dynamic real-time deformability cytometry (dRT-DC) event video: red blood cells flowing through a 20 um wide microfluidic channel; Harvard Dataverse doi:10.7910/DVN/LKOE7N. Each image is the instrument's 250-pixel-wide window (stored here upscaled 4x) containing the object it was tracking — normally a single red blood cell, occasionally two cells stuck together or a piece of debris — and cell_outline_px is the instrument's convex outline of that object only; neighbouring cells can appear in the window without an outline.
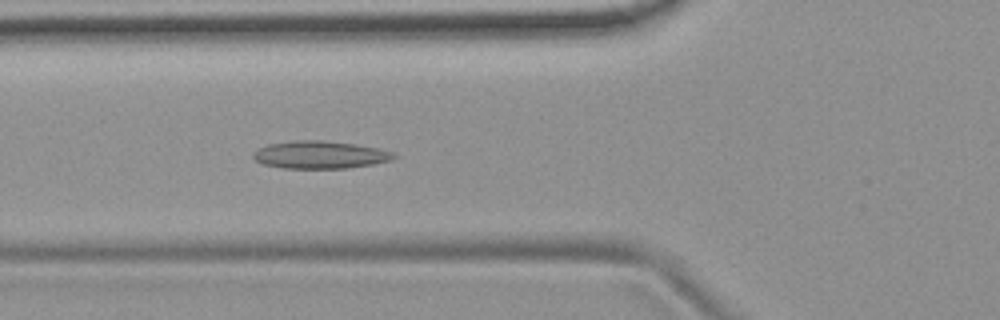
{"species": "common noctule bat (a hibernating species)", "species_latin": "Nyctalus noctula", "temperature_condition": "room temperature", "stored_images_in_passage": 53, "camera_frame_rate_fps": 3000, "um_per_image_px": 0.085, "animal": {"sex": "female", "body_mass_g": 19.9}, "frame": {"image": 1, "passage_image": 19, "time_ms": 6.0, "image_size_px": [1000, 320], "cell_outline_px": [[396, 156], [388, 160], [372, 164], [348, 168], [284, 168], [264, 164], [256, 160], [252, 156], [252, 152], [256, 148], [268, 144], [296, 140], [324, 140], [356, 144], [380, 148], [392, 152]], "centroid_in_image_um": [27.15, 13.14], "position_along_channel_um": 98.6, "area_um2": 22.6}}
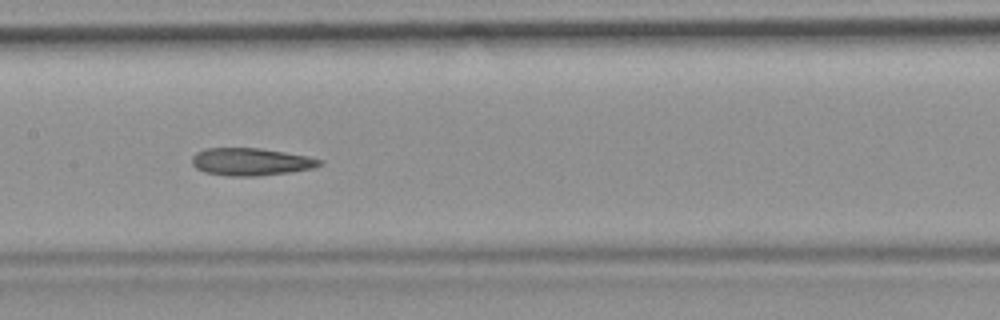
{"frame": {"image": 2, "passage_image": 26, "time_ms": 8.333, "image_size_px": [1000, 320], "cell_outline_px": [[324, 164], [312, 168], [292, 172], [256, 176], [228, 176], [204, 172], [196, 168], [192, 164], [192, 156], [196, 152], [204, 148], [260, 148], [308, 156], [324, 160]], "centroid_in_image_um": [21.33, 13.75], "position_along_channel_um": 186.1, "area_um2": 20.63}}
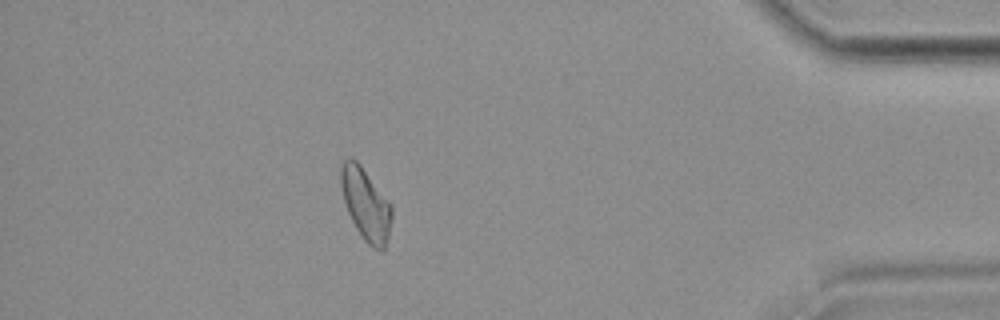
{"frame": {"image": 3, "passage_image": 47, "time_ms": 15.333, "image_size_px": [1000, 320], "cell_outline_px": [[392, 216], [388, 236], [384, 248], [380, 252], [372, 248], [364, 240], [356, 228], [348, 212], [340, 188], [340, 164], [348, 156], [352, 156], [360, 164], [392, 204]], "centroid_in_image_um": [31.08, 17.32], "position_along_channel_um": 404.1, "area_um2": 21.56}, "authors_computed_cell_mechanics": {"area_um2": 21.4438, "velocity_mm_per_s": 3.7358, "shape_relaxation_time_tau1_ms": null, "shape_relaxation_time_tau2_ms": 5.1088, "deformation_change_tau1": null, "deformation_change_tau2": 0.1435}}